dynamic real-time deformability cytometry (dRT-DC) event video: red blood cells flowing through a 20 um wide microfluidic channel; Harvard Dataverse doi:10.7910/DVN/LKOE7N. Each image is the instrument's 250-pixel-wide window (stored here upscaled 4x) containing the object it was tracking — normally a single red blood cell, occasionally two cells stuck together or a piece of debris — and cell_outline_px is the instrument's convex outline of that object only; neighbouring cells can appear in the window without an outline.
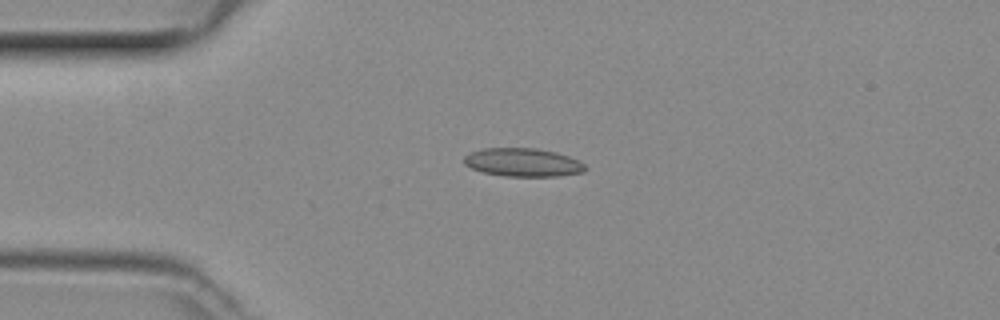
{"species": "common noctule bat (a hibernating species)", "species_latin": "Nyctalus noctula", "temperature_condition": "room temperature", "stored_images_in_passage": 7, "camera_frame_rate_fps": 3000, "um_per_image_px": 0.085, "animal": {"sex": "female", "body_mass_g": 29.2, "forearm_length_mm": 56.3}, "frame": {"image": 1, "passage_image": 1, "time_ms": 0.0, "image_size_px": [1000, 320], "cell_outline_px": [[588, 168], [584, 172], [556, 176], [504, 176], [484, 172], [472, 168], [464, 164], [464, 156], [472, 152], [484, 148], [536, 148], [556, 152], [580, 160]], "centroid_in_image_um": [44.48, 13.8], "position_along_channel_um": 40.5, "area_um2": 20.0}}
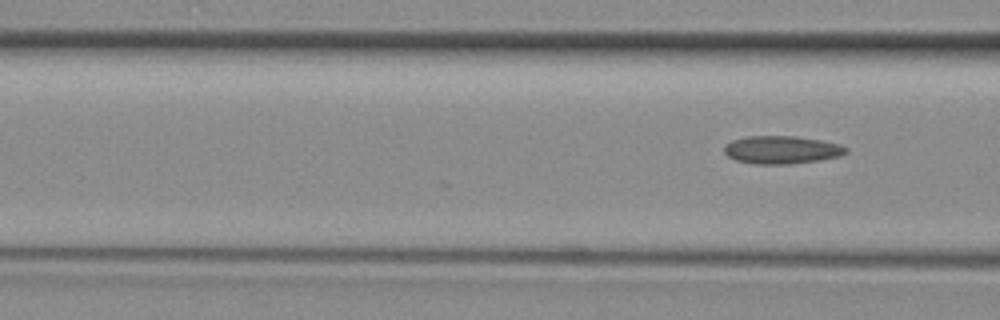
{"frame": {"image": 2, "passage_image": 7, "time_ms": 2.0, "image_size_px": [1000, 320], "cell_outline_px": [[848, 152], [840, 156], [820, 160], [788, 164], [752, 164], [736, 160], [728, 156], [724, 152], [724, 148], [732, 140], [748, 136], [796, 136], [820, 140], [840, 144], [848, 148]], "centroid_in_image_um": [66.47, 12.74], "position_along_channel_um": 100.1, "area_um2": 19.83}}